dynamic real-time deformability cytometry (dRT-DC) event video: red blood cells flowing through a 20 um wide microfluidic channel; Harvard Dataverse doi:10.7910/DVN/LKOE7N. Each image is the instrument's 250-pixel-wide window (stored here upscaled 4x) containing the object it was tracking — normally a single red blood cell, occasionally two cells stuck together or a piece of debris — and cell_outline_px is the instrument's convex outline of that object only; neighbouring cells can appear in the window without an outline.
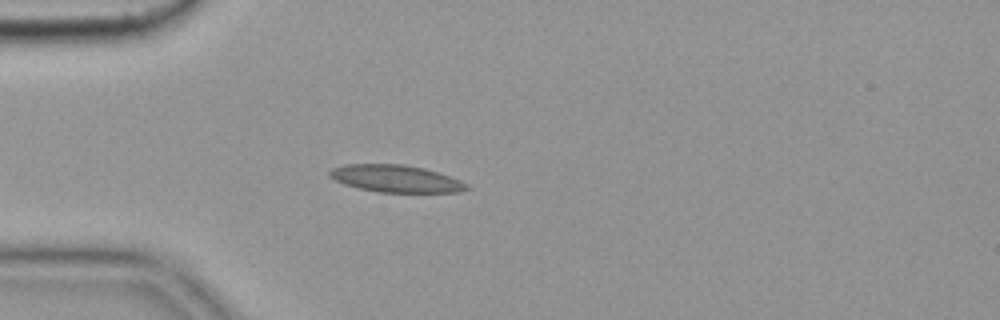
{"species": "common noctule bat (a hibernating species)", "species_latin": "Nyctalus noctula", "temperature_condition": "cold", "stored_images_in_passage": 4, "camera_frame_rate_fps": 3000, "um_per_image_px": 0.085, "animal": {"sex": "female", "body_mass_g": 19.9}, "frame": {"image": 1, "passage_image": 4, "time_ms": 1.0, "image_size_px": [1000, 320], "cell_outline_px": [[468, 188], [460, 192], [376, 192], [344, 184], [328, 176], [328, 172], [332, 168], [344, 164], [404, 164], [424, 168], [460, 180], [468, 184]], "centroid_in_image_um": [33.61, 15.18], "position_along_channel_um": 51.4, "area_um2": 21.62}}